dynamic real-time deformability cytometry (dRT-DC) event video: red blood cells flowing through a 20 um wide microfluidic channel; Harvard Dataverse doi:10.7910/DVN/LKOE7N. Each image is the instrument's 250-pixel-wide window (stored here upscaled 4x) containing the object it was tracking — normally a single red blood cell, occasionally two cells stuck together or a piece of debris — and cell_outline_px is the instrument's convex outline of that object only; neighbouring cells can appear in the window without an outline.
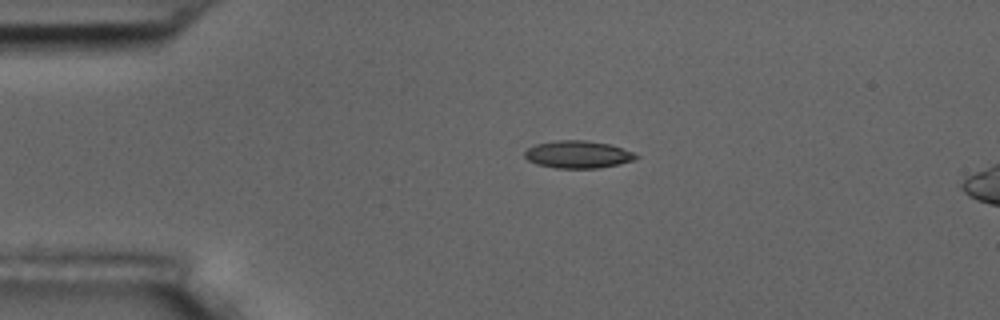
{"species": "common noctule bat (a hibernating species)", "species_latin": "Nyctalus noctula", "temperature_condition": "room temperature", "stored_images_in_passage": 2, "camera_frame_rate_fps": 3000, "um_per_image_px": 0.085, "animal": {"sex": "male", "body_mass_g": 17.5, "forearm_length_mm": 52.3}, "frame": {"image": 1, "passage_image": 1, "time_ms": 0.0, "image_size_px": [1000, 320], "cell_outline_px": [[640, 156], [636, 160], [596, 168], [556, 168], [536, 164], [528, 160], [524, 156], [524, 152], [528, 148], [536, 144], [556, 140], [584, 140], [608, 144], [632, 152]], "centroid_in_image_um": [49.09, 13.13], "position_along_channel_um": 35.9, "area_um2": 17.63}}